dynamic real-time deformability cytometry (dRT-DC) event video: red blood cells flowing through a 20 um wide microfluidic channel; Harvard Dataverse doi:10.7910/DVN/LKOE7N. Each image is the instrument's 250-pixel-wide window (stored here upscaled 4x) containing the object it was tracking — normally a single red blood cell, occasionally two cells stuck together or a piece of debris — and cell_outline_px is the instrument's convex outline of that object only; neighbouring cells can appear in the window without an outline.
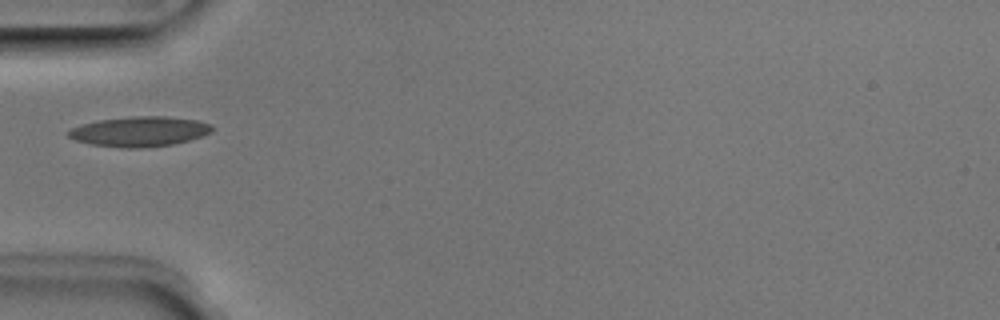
{"species": "Egyptian fruit bat (a non-hibernating species)", "species_latin": "Rousettus aegyptiacus", "temperature_condition": "room temperature", "stored_images_in_passage": 35, "camera_frame_rate_fps": 3000, "um_per_image_px": 0.085, "animal": {"sex": "male"}, "frame": {"image": 1, "passage_image": 1, "time_ms": 0.0, "image_size_px": [1000, 320], "cell_outline_px": [[212, 132], [204, 136], [172, 144], [140, 148], [120, 148], [88, 144], [76, 140], [68, 136], [64, 132], [72, 128], [84, 124], [100, 120], [132, 116], [168, 116], [196, 120], [212, 124]], "centroid_in_image_um": [11.86, 11.18], "position_along_channel_um": 73.1, "area_um2": 25.2}}
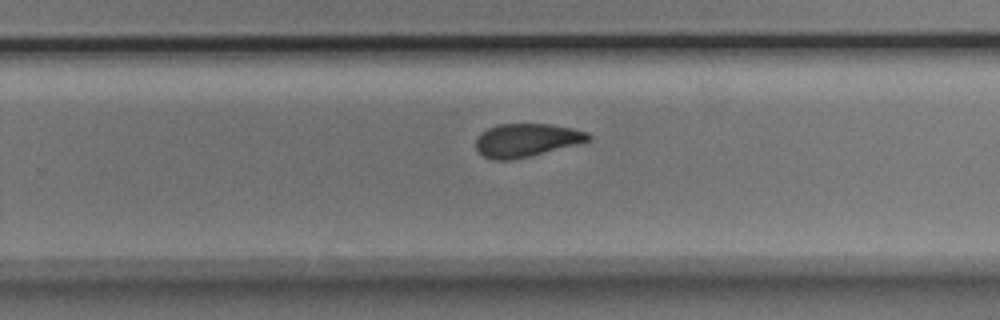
{"frame": {"image": 2, "passage_image": 17, "time_ms": 5.333, "image_size_px": [1000, 320], "cell_outline_px": [[592, 140], [512, 160], [492, 160], [484, 156], [476, 148], [476, 136], [480, 132], [496, 124], [548, 124], [572, 128], [588, 132], [592, 136]], "centroid_in_image_um": [44.72, 11.9], "position_along_channel_um": 285.1, "area_um2": 21.73}}
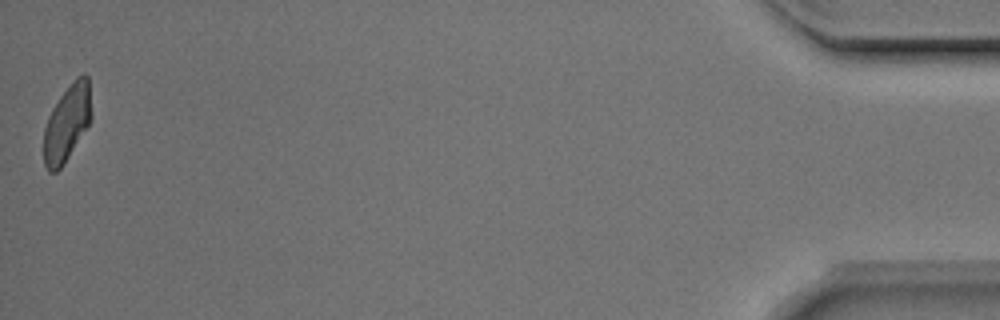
{"frame": {"image": 3, "passage_image": 35, "time_ms": 11.333, "image_size_px": [1000, 320], "cell_outline_px": [[92, 116], [88, 124], [68, 156], [60, 168], [56, 172], [48, 172], [44, 164], [44, 128], [48, 116], [52, 108], [60, 96], [76, 76], [84, 72], [88, 76]], "centroid_in_image_um": [5.69, 10.41], "position_along_channel_um": 429.5, "area_um2": 20.98}}